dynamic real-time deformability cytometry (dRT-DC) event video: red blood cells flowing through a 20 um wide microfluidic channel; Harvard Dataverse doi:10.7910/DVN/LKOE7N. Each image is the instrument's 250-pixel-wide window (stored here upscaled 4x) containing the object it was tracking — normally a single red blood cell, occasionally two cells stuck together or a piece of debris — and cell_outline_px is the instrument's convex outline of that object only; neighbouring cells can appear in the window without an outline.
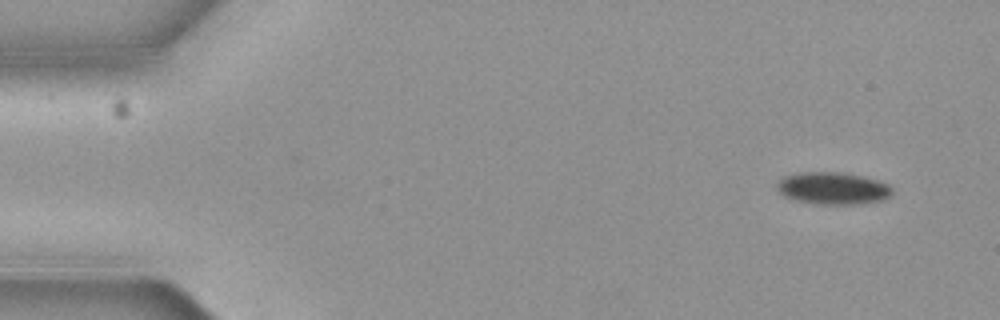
{"species": "common noctule bat (a hibernating species)", "species_latin": "Nyctalus noctula", "temperature_condition": "cold", "stored_images_in_passage": 5, "segment_of_instrument_passage": [2, 2], "camera_frame_rate_fps": 3000, "um_per_image_px": 0.085, "animal": {"sex": "female", "body_mass_g": 19.3, "forearm_length_mm": 54.1}, "frame": {"image": 1, "passage_image": 5, "time_ms": 1.333, "image_size_px": [1000, 320], "cell_outline_px": [[892, 192], [884, 200], [860, 204], [820, 204], [796, 200], [784, 196], [776, 188], [776, 184], [784, 176], [800, 172], [840, 172], [864, 176], [888, 184], [892, 188]], "centroid_in_image_um": [70.79, 16.0], "position_along_channel_um": 14.2, "area_um2": 21.62}}